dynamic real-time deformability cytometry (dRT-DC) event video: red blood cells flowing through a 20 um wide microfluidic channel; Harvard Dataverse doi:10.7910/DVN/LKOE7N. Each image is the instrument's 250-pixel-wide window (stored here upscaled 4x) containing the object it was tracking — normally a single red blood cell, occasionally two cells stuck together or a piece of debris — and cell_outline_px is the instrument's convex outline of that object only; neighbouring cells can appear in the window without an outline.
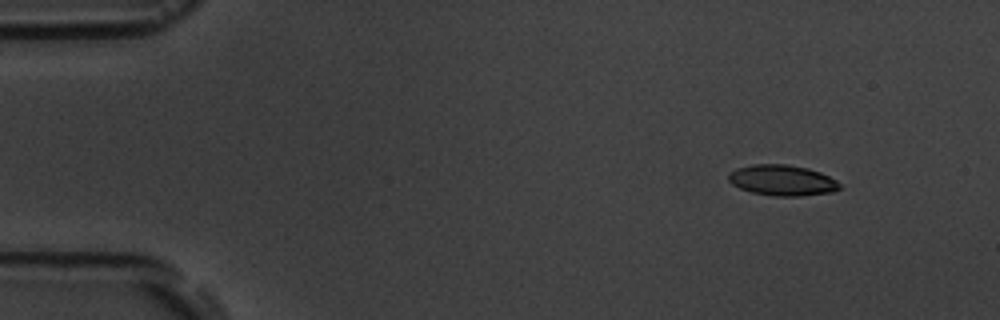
{"species": "common noctule bat (a hibernating species)", "species_latin": "Nyctalus noctula", "temperature_condition": "room temperature", "stored_images_in_passage": 4, "camera_frame_rate_fps": 3000, "um_per_image_px": 0.085, "animal": {"sex": "male", "body_mass_g": 19.5, "forearm_length_mm": 54.6}, "frame": {"image": 1, "passage_image": 1, "time_ms": 0.0, "image_size_px": [1000, 320], "cell_outline_px": [[840, 188], [832, 192], [800, 196], [772, 196], [752, 192], [740, 188], [732, 184], [728, 180], [728, 172], [736, 168], [752, 164], [788, 164], [808, 168], [820, 172], [836, 180], [840, 184]], "centroid_in_image_um": [66.46, 15.32], "position_along_channel_um": 18.5, "area_um2": 20.0}}
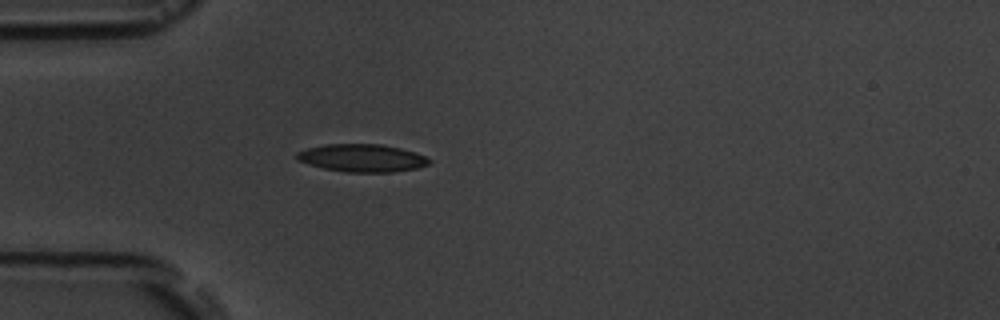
{"frame": {"image": 2, "passage_image": 4, "time_ms": 3.333, "image_size_px": [1000, 320], "cell_outline_px": [[432, 160], [428, 164], [416, 168], [392, 172], [344, 172], [324, 168], [300, 160], [296, 156], [296, 152], [308, 148], [324, 144], [380, 144], [400, 148], [416, 152]], "centroid_in_image_um": [30.81, 13.42], "position_along_channel_um": 54.2, "area_um2": 21.15}}